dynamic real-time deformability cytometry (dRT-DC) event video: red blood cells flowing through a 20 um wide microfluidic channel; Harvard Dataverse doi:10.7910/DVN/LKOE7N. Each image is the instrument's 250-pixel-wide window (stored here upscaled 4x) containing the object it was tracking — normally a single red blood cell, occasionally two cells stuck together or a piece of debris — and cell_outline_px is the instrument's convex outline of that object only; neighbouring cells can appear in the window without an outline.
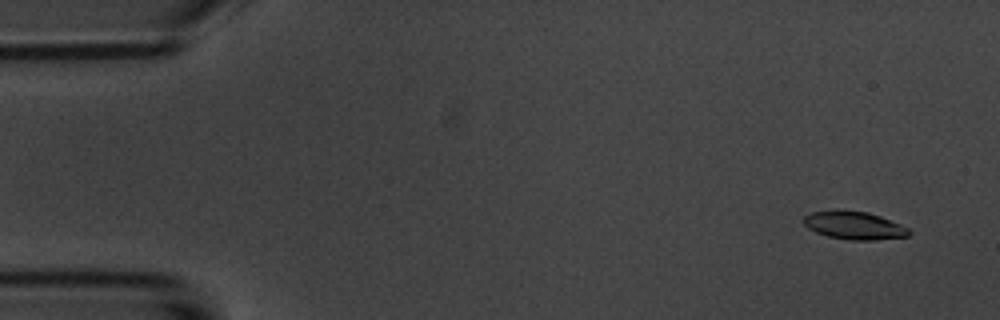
{"species": "common noctule bat (a hibernating species)", "species_latin": "Nyctalus noctula", "temperature_condition": "room temperature", "stored_images_in_passage": 8, "camera_frame_rate_fps": 3000, "um_per_image_px": 0.085, "animal": {"sex": "male", "body_mass_g": 20.1, "forearm_length_mm": 53.5}, "frame": {"image": 1, "passage_image": 1, "time_ms": 0.0, "image_size_px": [1000, 320], "cell_outline_px": [[912, 232], [908, 236], [872, 240], [852, 240], [828, 236], [816, 232], [808, 228], [804, 224], [804, 216], [812, 212], [836, 208], [868, 212], [880, 216], [900, 224], [908, 228]], "centroid_in_image_um": [72.58, 19.13], "position_along_channel_um": 12.4, "area_um2": 17.34}}
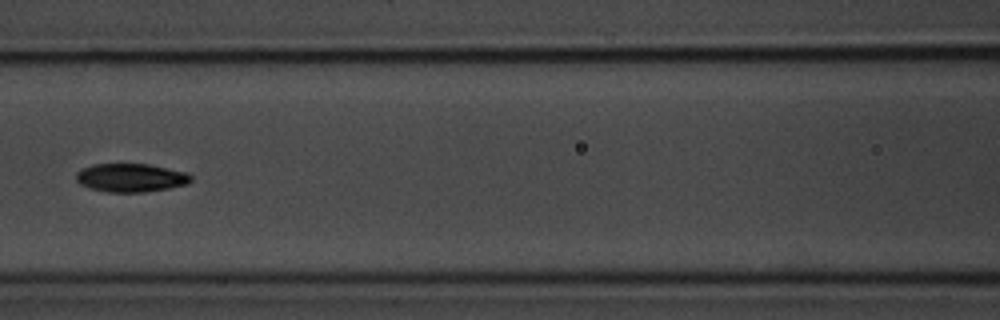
{"frame": {"image": 2, "passage_image": 7, "time_ms": 7.0, "image_size_px": [1000, 320], "cell_outline_px": [[192, 180], [188, 184], [168, 188], [144, 192], [108, 192], [88, 188], [80, 184], [76, 180], [76, 172], [92, 164], [152, 164], [188, 172], [192, 176]], "centroid_in_image_um": [11.15, 15.1], "position_along_channel_um": 155.5, "area_um2": 19.25}}
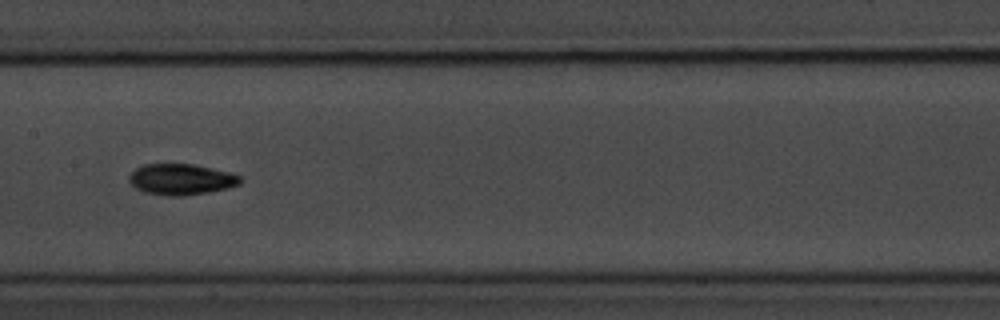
{"frame": {"image": 3, "passage_image": 8, "time_ms": 8.0, "image_size_px": [1000, 320], "cell_outline_px": [[240, 184], [228, 188], [208, 192], [184, 196], [168, 196], [144, 192], [136, 188], [128, 180], [128, 176], [136, 168], [144, 164], [192, 164], [228, 172], [240, 176]], "centroid_in_image_um": [15.37, 15.25], "position_along_channel_um": 192.0, "area_um2": 19.94}}